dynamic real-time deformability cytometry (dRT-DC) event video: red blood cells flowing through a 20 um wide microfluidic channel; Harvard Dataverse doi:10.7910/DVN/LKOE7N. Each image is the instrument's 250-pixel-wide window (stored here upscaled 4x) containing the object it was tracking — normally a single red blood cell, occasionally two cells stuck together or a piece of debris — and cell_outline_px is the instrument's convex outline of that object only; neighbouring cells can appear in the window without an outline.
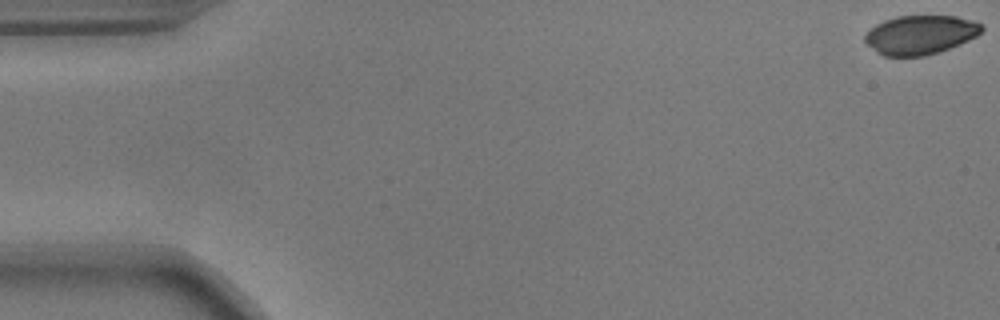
{"species": "common noctule bat (a hibernating species)", "species_latin": "Nyctalus noctula", "temperature_condition": "warm", "stored_images_in_passage": 22, "camera_frame_rate_fps": 3000, "um_per_image_px": 0.085, "animal": {"sex": "male", "body_mass_g": 17.9}, "frame": {"image": 1, "passage_image": 1, "time_ms": 0.0, "image_size_px": [1000, 320], "cell_outline_px": [[984, 28], [976, 36], [960, 44], [940, 52], [924, 56], [884, 56], [876, 52], [864, 44], [864, 36], [876, 24], [884, 20], [896, 16], [956, 16], [972, 20], [980, 24]], "centroid_in_image_um": [78.19, 2.97], "position_along_channel_um": 6.8, "area_um2": 26.65}}
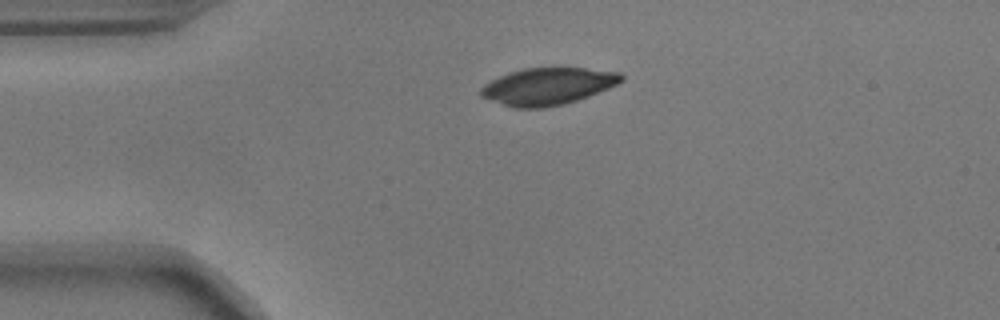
{"frame": {"image": 2, "passage_image": 13, "time_ms": 4.0, "image_size_px": [1000, 320], "cell_outline_px": [[624, 80], [608, 88], [588, 96], [564, 104], [540, 108], [512, 108], [480, 96], [480, 88], [484, 84], [508, 72], [524, 68], [584, 68], [620, 72], [624, 76]], "centroid_in_image_um": [46.54, 7.33], "position_along_channel_um": 38.5, "area_um2": 30.23}}